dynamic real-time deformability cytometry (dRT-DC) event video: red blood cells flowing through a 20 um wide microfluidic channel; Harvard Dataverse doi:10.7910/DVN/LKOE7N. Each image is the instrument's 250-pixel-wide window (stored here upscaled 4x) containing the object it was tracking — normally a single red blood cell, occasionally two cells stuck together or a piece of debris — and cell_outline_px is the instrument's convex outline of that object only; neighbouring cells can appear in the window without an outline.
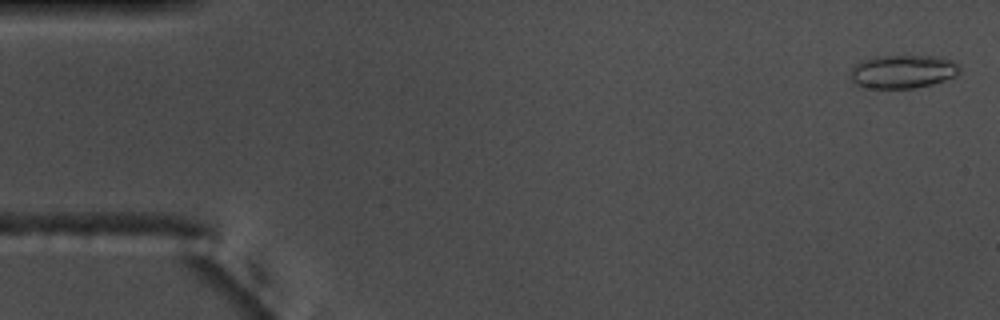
{"species": "common noctule bat (a hibernating species)", "species_latin": "Nyctalus noctula", "temperature_condition": "warm", "stored_images_in_passage": 55, "camera_frame_rate_fps": 3000, "um_per_image_px": 0.085, "animal": {"sex": "male", "body_mass_g": 17.5, "forearm_length_mm": 52.3}, "frame": {"image": 1, "passage_image": 2, "time_ms": 0.333, "image_size_px": [1000, 320], "cell_outline_px": [[960, 72], [956, 76], [932, 84], [916, 88], [864, 88], [856, 84], [852, 80], [852, 68], [860, 60], [876, 56], [940, 56], [952, 60], [960, 68]], "centroid_in_image_um": [76.75, 6.08], "position_along_channel_um": 8.2, "area_um2": 21.33}}
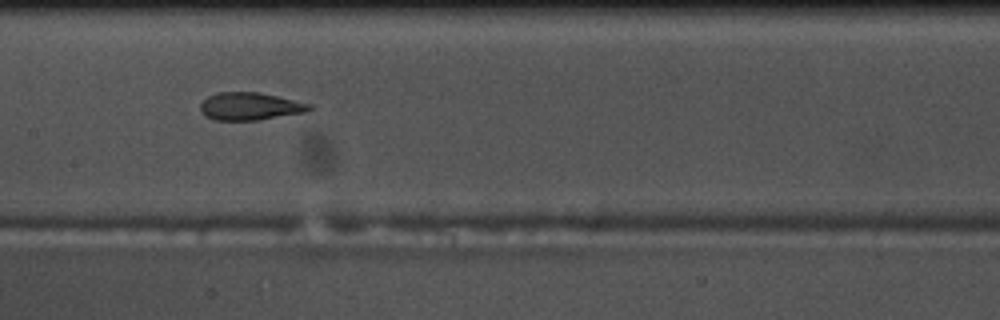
{"frame": {"image": 2, "passage_image": 27, "time_ms": 8.667, "image_size_px": [1000, 320], "cell_outline_px": [[312, 108], [304, 112], [256, 120], [212, 120], [204, 116], [200, 112], [200, 104], [208, 96], [216, 92], [260, 92], [312, 104]], "centroid_in_image_um": [21.19, 9.03], "position_along_channel_um": 186.2, "area_um2": 17.57}}
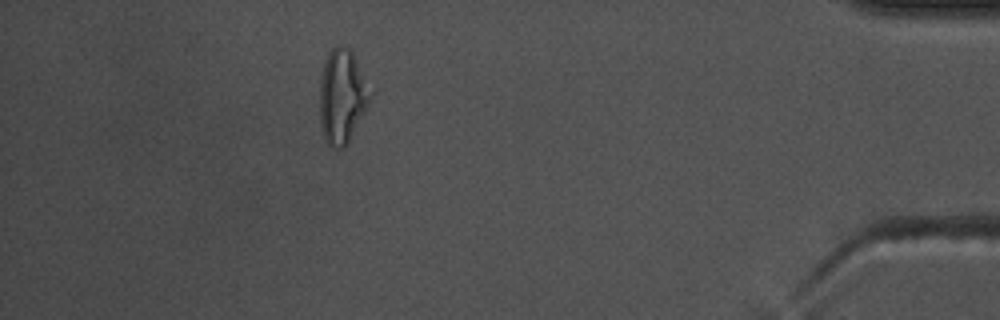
{"frame": {"image": 3, "passage_image": 49, "time_ms": 16.0, "image_size_px": [1000, 320], "cell_outline_px": [[372, 96], [348, 144], [344, 148], [332, 148], [324, 140], [320, 120], [320, 84], [324, 60], [328, 52], [336, 44], [340, 44], [348, 48], [352, 52], [372, 92]], "centroid_in_image_um": [29.07, 8.2], "position_along_channel_um": 406.1, "area_um2": 27.69}, "authors_computed_cell_mechanics": {"area_um2": 19.4208, "velocity_mm_per_s": 3.7497, "shape_relaxation_time_tau1_ms": null, "shape_relaxation_time_tau2_ms": 1.5182, "deformation_change_tau1": null, "deformation_change_tau2": 0.1044}}